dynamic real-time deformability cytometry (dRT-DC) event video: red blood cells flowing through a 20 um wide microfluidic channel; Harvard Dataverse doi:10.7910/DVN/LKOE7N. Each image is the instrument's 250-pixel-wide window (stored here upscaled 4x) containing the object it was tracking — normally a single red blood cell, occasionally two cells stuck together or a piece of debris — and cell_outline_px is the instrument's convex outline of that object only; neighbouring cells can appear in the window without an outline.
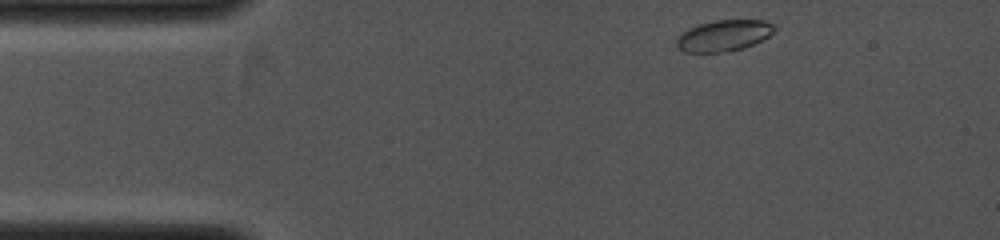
{"species": "common noctule bat (a hibernating species)", "species_latin": "Nyctalus noctula", "temperature_condition": "cold", "stored_images_in_passage": 8, "camera_frame_rate_fps": 4000, "um_per_image_px": 0.085, "animal": {"sex": "female", "body_mass_g": 19.0, "forearm_length_mm": 53.3}, "frame": {"image": 1, "passage_image": 1, "time_ms": 0.0, "image_size_px": [1000, 240], "cell_outline_px": [[776, 28], [768, 36], [744, 48], [724, 52], [684, 52], [676, 48], [676, 40], [688, 28], [700, 24], [716, 20], [764, 20], [776, 24]], "centroid_in_image_um": [61.52, 3.02], "position_along_channel_um": 23.5, "area_um2": 17.69}}
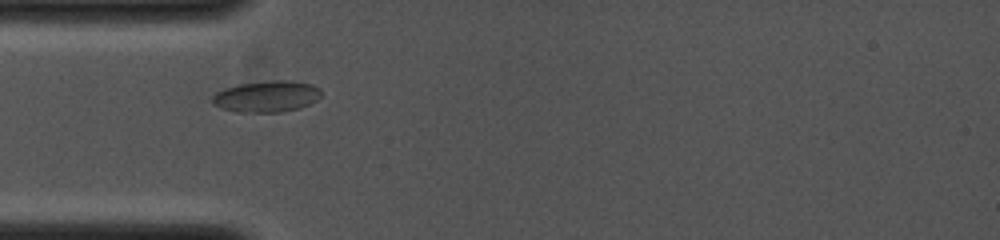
{"frame": {"image": 2, "passage_image": 5, "time_ms": 1.75, "image_size_px": [1000, 240], "cell_outline_px": [[320, 96], [316, 100], [300, 108], [280, 112], [236, 112], [220, 108], [212, 104], [212, 96], [216, 92], [224, 88], [240, 84], [272, 80], [292, 80], [312, 84], [320, 88]], "centroid_in_image_um": [22.64, 8.19], "position_along_channel_um": 62.4, "area_um2": 20.0}}
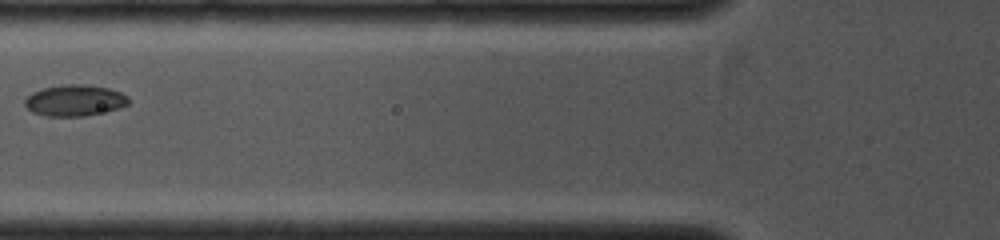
{"frame": {"image": 3, "passage_image": 7, "time_ms": 2.75, "image_size_px": [1000, 240], "cell_outline_px": [[128, 104], [120, 108], [84, 116], [44, 116], [32, 112], [24, 104], [24, 100], [32, 92], [44, 88], [64, 84], [88, 84], [108, 88], [120, 92], [128, 96]], "centroid_in_image_um": [6.34, 8.53], "position_along_channel_um": 119.5, "area_um2": 18.9}}